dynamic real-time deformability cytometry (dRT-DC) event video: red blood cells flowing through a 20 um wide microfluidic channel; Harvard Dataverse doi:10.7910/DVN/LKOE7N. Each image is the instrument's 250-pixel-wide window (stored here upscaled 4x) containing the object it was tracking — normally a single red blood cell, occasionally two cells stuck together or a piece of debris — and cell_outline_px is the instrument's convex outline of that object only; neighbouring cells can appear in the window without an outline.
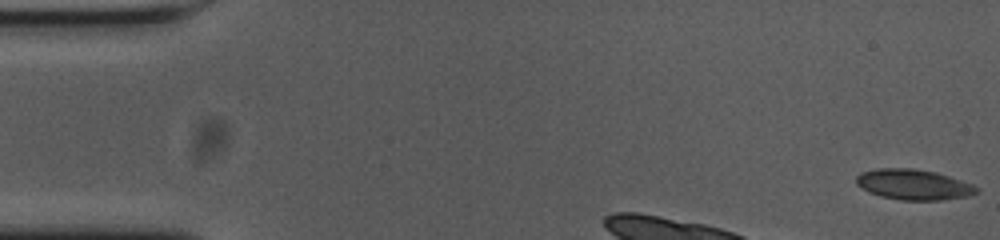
{"species": "common noctule bat (a hibernating species)", "species_latin": "Nyctalus noctula", "temperature_condition": "cold", "stored_images_in_passage": 37, "camera_frame_rate_fps": 3000, "um_per_image_px": 0.085, "animal": {"sex": "female", "body_mass_g": 23.0, "forearm_length_mm": 53.4}, "frame": {"image": 1, "passage_image": 1, "time_ms": 0.0, "image_size_px": [1000, 240], "cell_outline_px": [[980, 192], [968, 196], [940, 200], [900, 200], [880, 196], [868, 192], [856, 184], [856, 176], [860, 172], [880, 168], [912, 168], [936, 172], [972, 184], [980, 188]], "centroid_in_image_um": [77.65, 15.69], "position_along_channel_um": 7.4, "area_um2": 21.44}}
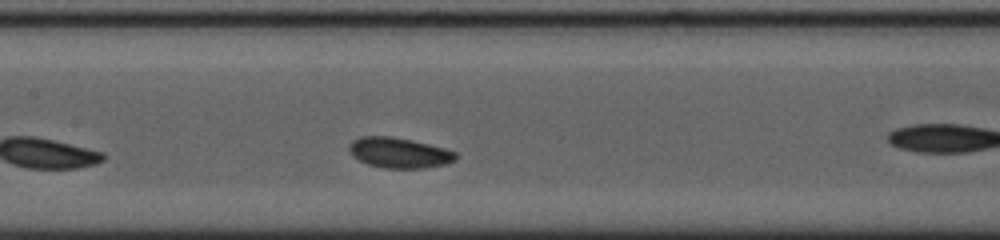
{"frame": {"image": 2, "passage_image": 22, "time_ms": 7.0, "image_size_px": [1000, 240], "cell_outline_px": [[456, 160], [444, 164], [424, 168], [384, 168], [368, 164], [352, 156], [348, 148], [352, 140], [360, 136], [392, 136], [412, 140], [444, 148], [456, 152]], "centroid_in_image_um": [33.9, 12.98], "position_along_channel_um": 173.5, "area_um2": 18.84}, "authors_computed_cell_mechanics": {"area_um2": 18.6694, "velocity_mm_per_s": 3.6038, "shape_relaxation_time_tau1_ms": 1.697, "shape_relaxation_time_tau2_ms": null, "deformation_change_tau1": 0.0829, "deformation_change_tau2": null}}